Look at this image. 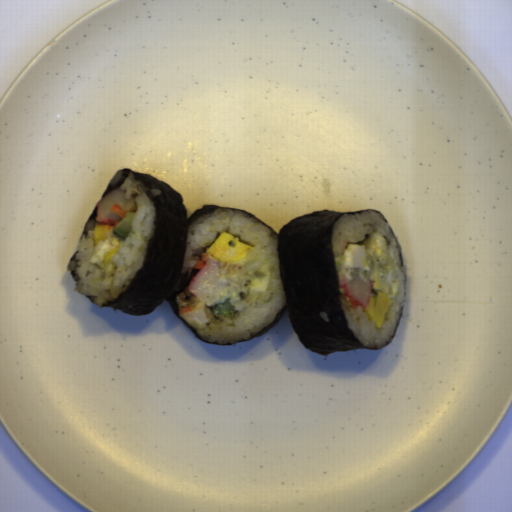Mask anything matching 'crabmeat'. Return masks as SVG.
<instances>
[{"label": "crabmeat", "mask_w": 512, "mask_h": 512, "mask_svg": "<svg viewBox=\"0 0 512 512\" xmlns=\"http://www.w3.org/2000/svg\"><path fill=\"white\" fill-rule=\"evenodd\" d=\"M113 204H117L127 213L137 207L136 200L133 197L126 199L125 192L120 189H114L96 204L97 216L95 222L117 226L121 222L122 217L111 210Z\"/></svg>", "instance_id": "2"}, {"label": "crabmeat", "mask_w": 512, "mask_h": 512, "mask_svg": "<svg viewBox=\"0 0 512 512\" xmlns=\"http://www.w3.org/2000/svg\"><path fill=\"white\" fill-rule=\"evenodd\" d=\"M220 263L213 256L207 258L203 269L192 277L186 287L187 292L207 306L224 303L228 299L226 275Z\"/></svg>", "instance_id": "1"}, {"label": "crabmeat", "mask_w": 512, "mask_h": 512, "mask_svg": "<svg viewBox=\"0 0 512 512\" xmlns=\"http://www.w3.org/2000/svg\"><path fill=\"white\" fill-rule=\"evenodd\" d=\"M367 279H363L355 273L352 280L346 276L339 281L338 287L344 289V293H340L348 301L351 308L365 307L374 287L373 280L365 274Z\"/></svg>", "instance_id": "3"}]
</instances>
